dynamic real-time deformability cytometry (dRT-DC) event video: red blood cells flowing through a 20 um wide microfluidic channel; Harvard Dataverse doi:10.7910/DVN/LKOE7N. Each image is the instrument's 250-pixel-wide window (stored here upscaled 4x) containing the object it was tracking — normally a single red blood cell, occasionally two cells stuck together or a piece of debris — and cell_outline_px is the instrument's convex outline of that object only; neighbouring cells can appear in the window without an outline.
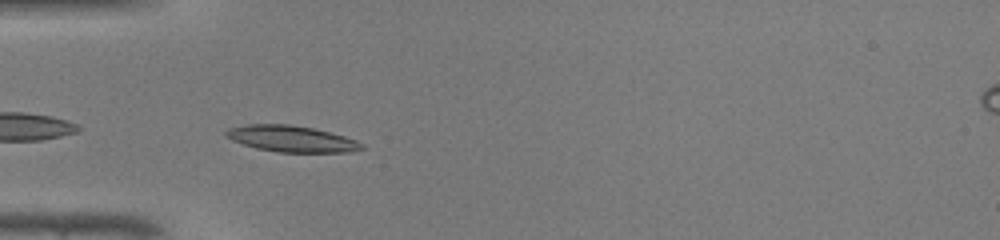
{"species": "common noctule bat (a hibernating species)", "species_latin": "Nyctalus noctula", "temperature_condition": "warm", "stored_images_in_passage": 19, "camera_frame_rate_fps": 3000, "um_per_image_px": 0.085, "animal": {"sex": "male", "body_mass_g": 19.0, "forearm_length_mm": 50.8}, "frame": {"image": 1, "passage_image": 2, "time_ms": 0.333, "image_size_px": [1000, 240], "cell_outline_px": [[364, 148], [352, 152], [280, 152], [256, 148], [232, 140], [224, 136], [224, 132], [228, 128], [248, 124], [288, 124], [312, 128], [344, 136], [356, 140], [364, 144]], "centroid_in_image_um": [24.76, 11.79], "position_along_channel_um": 60.2, "area_um2": 20.69}}
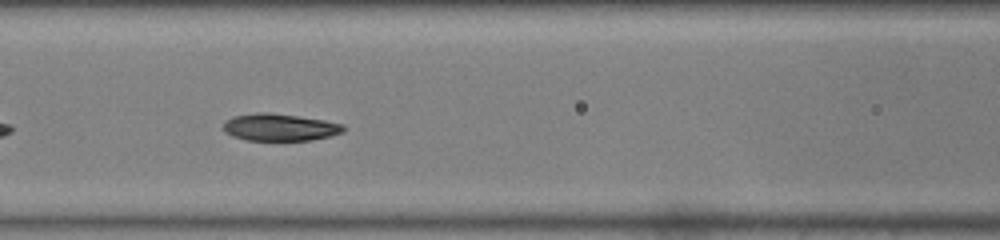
{"frame": {"image": 2, "passage_image": 8, "time_ms": 2.333, "image_size_px": [1000, 240], "cell_outline_px": [[348, 128], [344, 132], [332, 136], [312, 140], [248, 140], [232, 136], [224, 132], [224, 120], [232, 116], [256, 112], [268, 112], [324, 120], [344, 124]], "centroid_in_image_um": [23.81, 10.81], "position_along_channel_um": 142.8, "area_um2": 19.25}}
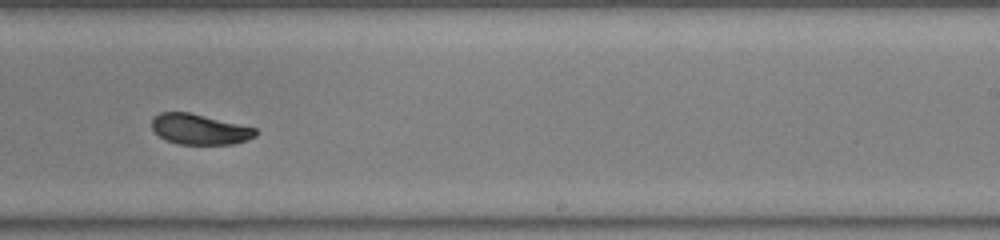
{"frame": {"image": 3, "passage_image": 17, "time_ms": 5.333, "image_size_px": [1000, 240], "cell_outline_px": [[256, 136], [248, 140], [232, 144], [176, 144], [164, 140], [152, 128], [152, 120], [160, 112], [188, 112], [256, 128]], "centroid_in_image_um": [16.96, 11.0], "position_along_channel_um": 272.0, "area_um2": 18.26}}